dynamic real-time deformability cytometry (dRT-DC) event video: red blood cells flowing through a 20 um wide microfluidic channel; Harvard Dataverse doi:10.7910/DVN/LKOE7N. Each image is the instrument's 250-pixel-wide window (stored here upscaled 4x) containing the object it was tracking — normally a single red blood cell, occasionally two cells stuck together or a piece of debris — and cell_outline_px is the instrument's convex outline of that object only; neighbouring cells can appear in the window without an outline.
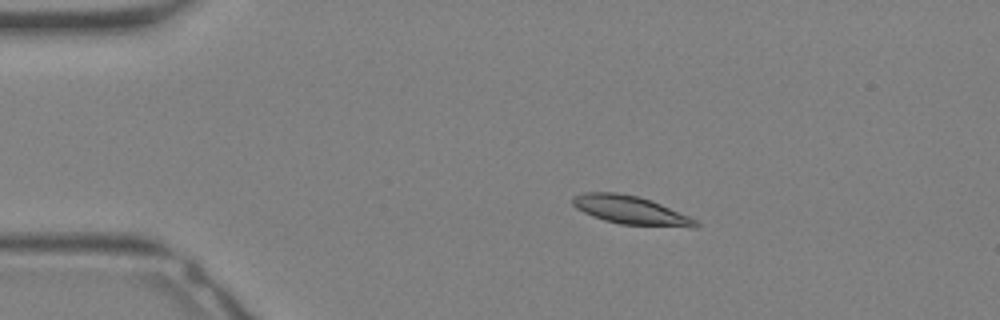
{"species": "Egyptian fruit bat (a non-hibernating species)", "species_latin": "Rousettus aegyptiacus", "temperature_condition": "warm", "stored_images_in_passage": 33, "camera_frame_rate_fps": 3000, "um_per_image_px": 0.085, "animal": {"sex": "female"}, "frame": {"image": 1, "passage_image": 6, "time_ms": 1.667, "image_size_px": [1000, 320], "cell_outline_px": [[700, 224], [696, 228], [692, 228], [620, 224], [604, 220], [592, 216], [576, 208], [572, 204], [572, 196], [584, 192], [616, 192], [636, 196], [652, 200], [688, 216], [696, 220]], "centroid_in_image_um": [53.6, 17.87], "position_along_channel_um": 31.4, "area_um2": 20.46}}
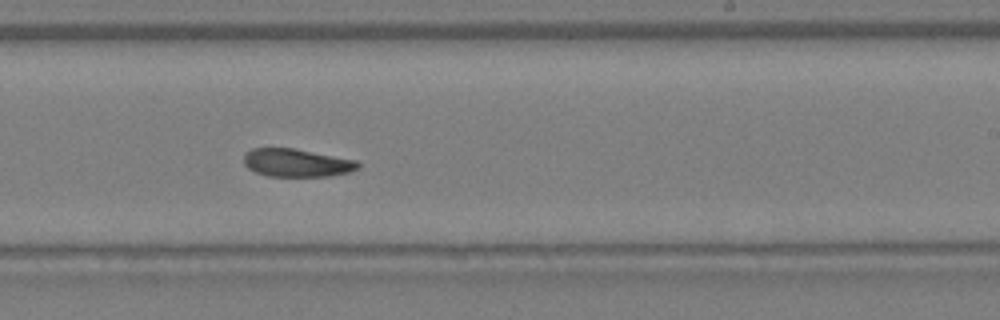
{"frame": {"image": 2, "passage_image": 20, "time_ms": 6.333, "image_size_px": [1000, 320], "cell_outline_px": [[360, 168], [348, 172], [328, 176], [268, 176], [256, 172], [248, 168], [244, 164], [244, 152], [252, 148], [296, 148], [356, 160], [360, 164]], "centroid_in_image_um": [25.2, 13.83], "position_along_channel_um": 263.8, "area_um2": 18.73}}
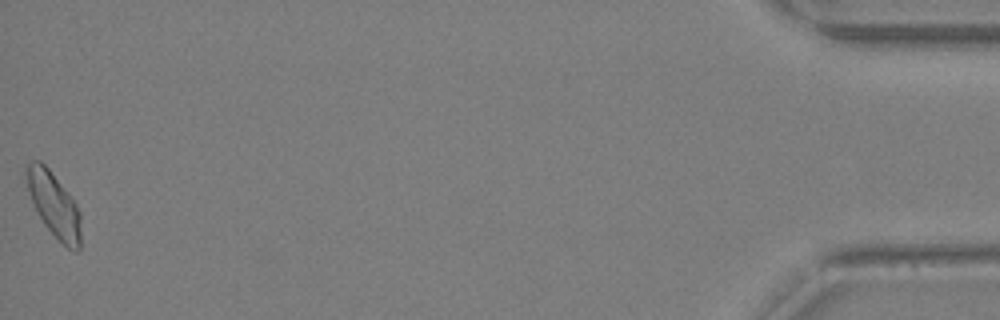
{"frame": {"image": 3, "passage_image": 33, "time_ms": 10.667, "image_size_px": [1000, 320], "cell_outline_px": [[80, 248], [76, 252], [68, 248], [44, 224], [32, 200], [28, 188], [24, 172], [24, 168], [32, 160], [40, 160], [48, 168], [68, 192], [76, 204], [80, 212]], "centroid_in_image_um": [4.59, 17.36], "position_along_channel_um": 430.6, "area_um2": 20.11}}